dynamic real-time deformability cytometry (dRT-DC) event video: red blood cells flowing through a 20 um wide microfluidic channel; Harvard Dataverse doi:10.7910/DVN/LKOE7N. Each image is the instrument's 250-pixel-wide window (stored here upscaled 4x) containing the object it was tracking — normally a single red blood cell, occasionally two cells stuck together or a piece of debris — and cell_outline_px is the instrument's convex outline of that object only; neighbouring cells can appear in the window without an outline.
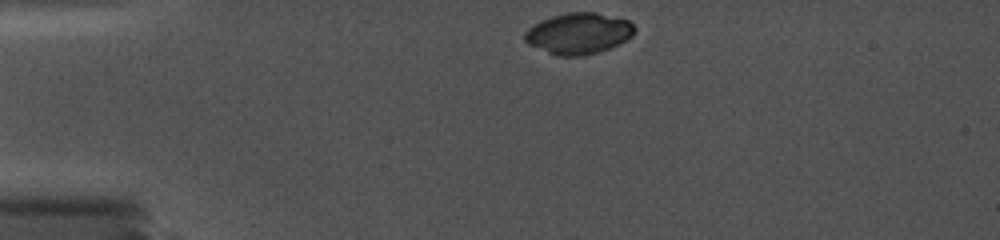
{"species": "common noctule bat (a hibernating species)", "species_latin": "Nyctalus noctula", "temperature_condition": "cold", "stored_images_in_passage": 44, "camera_frame_rate_fps": 5000, "um_per_image_px": 0.085, "animal": {"sex": "female", "body_mass_g": 19.0, "forearm_length_mm": 56.7}, "frame": {"image": 1, "passage_image": 1, "time_ms": 0.0, "image_size_px": [1000, 240], "cell_outline_px": [[636, 28], [632, 36], [608, 48], [584, 56], [556, 56], [528, 44], [524, 40], [524, 32], [528, 28], [540, 20], [552, 16], [568, 12], [596, 12], [628, 20]], "centroid_in_image_um": [49.14, 2.84], "position_along_channel_um": 35.9, "area_um2": 26.24}}
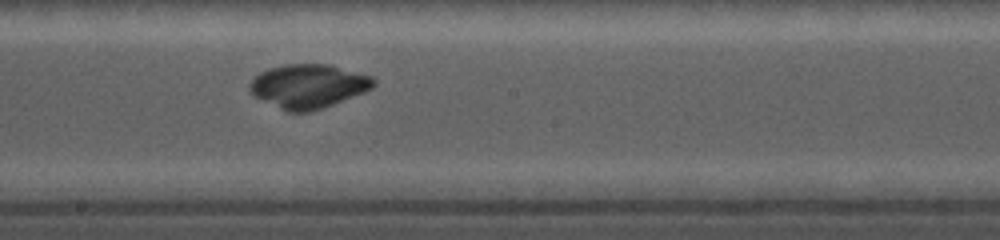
{"frame": {"image": 2, "passage_image": 26, "time_ms": 6.2, "image_size_px": [1000, 240], "cell_outline_px": [[376, 84], [372, 88], [364, 92], [332, 104], [308, 112], [288, 112], [256, 96], [248, 88], [248, 84], [260, 72], [284, 64], [328, 64], [372, 76], [376, 80]], "centroid_in_image_um": [26.23, 7.31], "position_along_channel_um": 222.0, "area_um2": 31.21}}
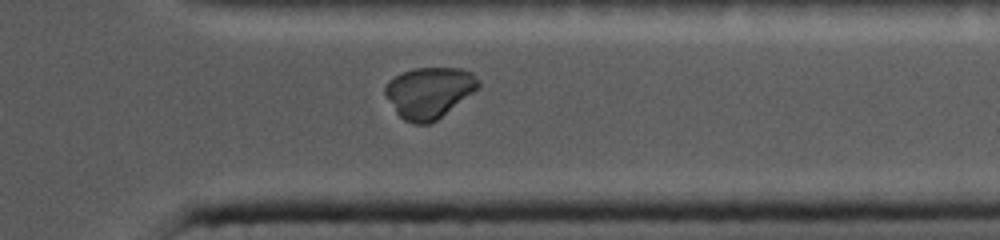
{"frame": {"image": 3, "passage_image": 42, "time_ms": 10.2, "image_size_px": [1000, 240], "cell_outline_px": [[480, 88], [436, 120], [428, 124], [412, 124], [404, 120], [396, 112], [384, 92], [384, 88], [388, 80], [412, 68], [460, 68], [472, 72], [480, 80]], "centroid_in_image_um": [36.5, 7.86], "position_along_channel_um": 374.9, "area_um2": 27.74}}